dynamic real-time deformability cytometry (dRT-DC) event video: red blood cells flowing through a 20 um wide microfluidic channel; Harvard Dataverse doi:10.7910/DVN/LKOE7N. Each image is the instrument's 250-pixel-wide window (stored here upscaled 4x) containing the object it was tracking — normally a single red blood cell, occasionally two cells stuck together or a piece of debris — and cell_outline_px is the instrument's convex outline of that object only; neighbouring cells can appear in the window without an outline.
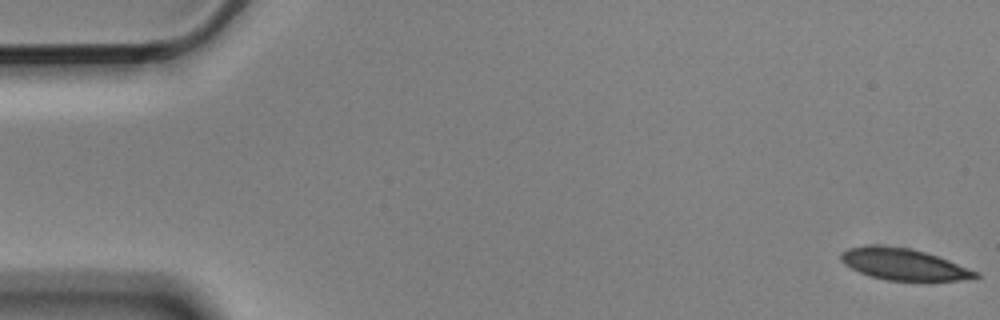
{"species": "Egyptian fruit bat (a non-hibernating species)", "species_latin": "Rousettus aegyptiacus", "temperature_condition": "cold", "stored_images_in_passage": 4, "camera_frame_rate_fps": 3000, "um_per_image_px": 0.085, "animal": {"sex": "male"}, "frame": {"image": 1, "passage_image": 1, "time_ms": 0.0, "image_size_px": [1000, 320], "cell_outline_px": [[980, 276], [976, 280], [928, 284], [884, 280], [868, 276], [844, 264], [840, 260], [840, 252], [848, 248], [868, 244], [876, 244], [912, 248], [948, 260], [980, 272]], "centroid_in_image_um": [76.91, 22.53], "position_along_channel_um": 8.1, "area_um2": 26.36}}
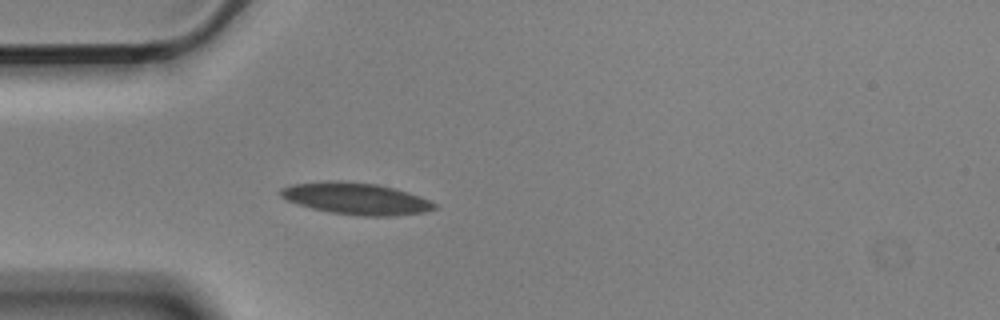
{"frame": {"image": 2, "passage_image": 4, "time_ms": 1.0, "image_size_px": [1000, 320], "cell_outline_px": [[436, 208], [424, 212], [396, 216], [360, 216], [328, 212], [312, 208], [288, 200], [280, 196], [280, 188], [292, 184], [376, 184], [408, 192], [420, 196], [436, 204]], "centroid_in_image_um": [30.34, 16.95], "position_along_channel_um": 54.7, "area_um2": 27.05}}